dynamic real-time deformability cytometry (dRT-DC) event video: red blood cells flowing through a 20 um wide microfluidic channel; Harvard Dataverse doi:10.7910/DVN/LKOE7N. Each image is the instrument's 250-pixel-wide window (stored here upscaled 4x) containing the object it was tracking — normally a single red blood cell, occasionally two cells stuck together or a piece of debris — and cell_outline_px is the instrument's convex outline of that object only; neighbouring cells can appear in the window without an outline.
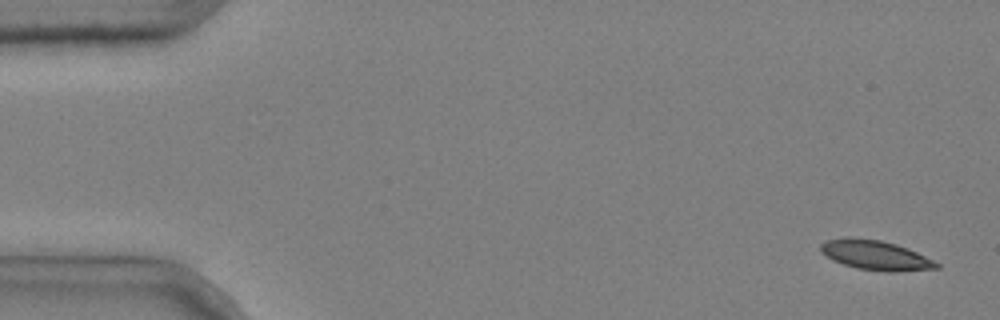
{"species": "common noctule bat (a hibernating species)", "species_latin": "Nyctalus noctula", "temperature_condition": "cold", "stored_images_in_passage": 9, "camera_frame_rate_fps": 3000, "um_per_image_px": 0.085, "animal": {"sex": "male", "body_mass_g": 20.4}, "frame": {"image": 1, "passage_image": 1, "time_ms": 0.0, "image_size_px": [1000, 320], "cell_outline_px": [[940, 268], [896, 272], [888, 272], [856, 268], [832, 260], [820, 252], [820, 244], [824, 240], [848, 236], [852, 236], [880, 240], [896, 244], [908, 248], [940, 264]], "centroid_in_image_um": [74.37, 21.68], "position_along_channel_um": 10.6, "area_um2": 20.23}}
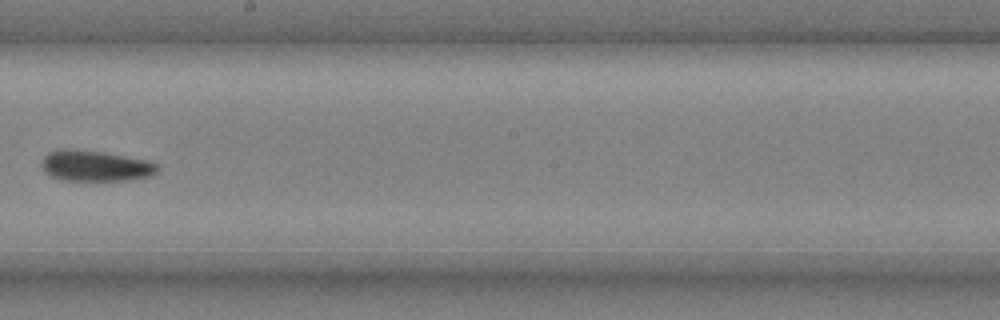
{"frame": {"image": 2, "passage_image": 8, "time_ms": 2.333, "image_size_px": [1000, 320], "cell_outline_px": [[160, 168], [152, 176], [124, 180], [60, 180], [44, 172], [40, 164], [44, 156], [48, 152], [104, 152], [148, 160], [156, 164]], "centroid_in_image_um": [8.16, 14.14], "position_along_channel_um": 240.0, "area_um2": 20.06}}
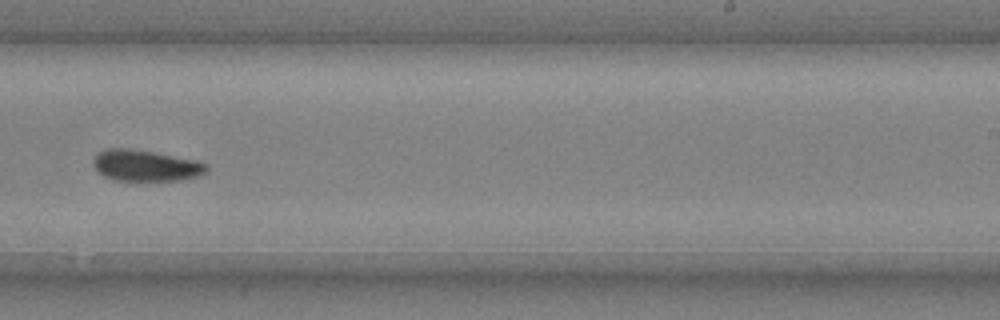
{"frame": {"image": 3, "passage_image": 9, "time_ms": 2.667, "image_size_px": [1000, 320], "cell_outline_px": [[208, 172], [200, 176], [180, 180], [112, 180], [104, 176], [92, 164], [92, 160], [96, 152], [108, 148], [128, 148], [200, 160], [208, 164]], "centroid_in_image_um": [12.41, 14.06], "position_along_channel_um": 276.6, "area_um2": 20.87}}